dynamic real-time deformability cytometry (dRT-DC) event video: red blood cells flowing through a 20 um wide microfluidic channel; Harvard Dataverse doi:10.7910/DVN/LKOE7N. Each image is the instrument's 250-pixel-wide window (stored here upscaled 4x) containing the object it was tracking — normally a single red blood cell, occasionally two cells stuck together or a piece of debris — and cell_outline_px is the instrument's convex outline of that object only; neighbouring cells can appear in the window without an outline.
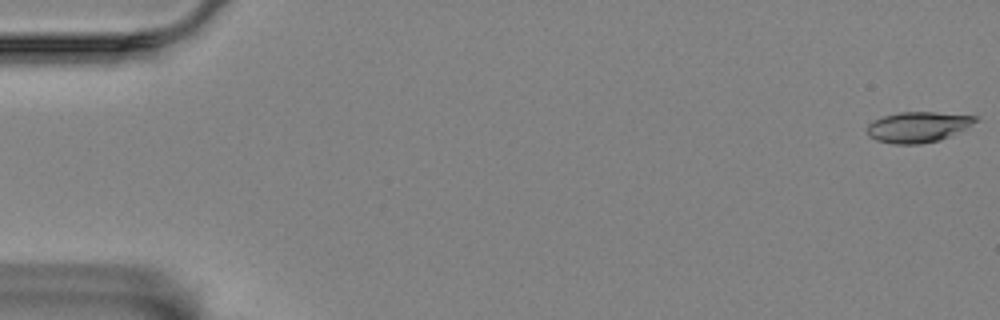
{"species": "Egyptian fruit bat (a non-hibernating species)", "species_latin": "Rousettus aegyptiacus", "temperature_condition": "room temperature", "stored_images_in_passage": 11, "camera_frame_rate_fps": 3000, "um_per_image_px": 0.085, "animal": {"sex": "female"}, "frame": {"image": 1, "passage_image": 1, "time_ms": 0.0, "image_size_px": [1000, 320], "cell_outline_px": [[976, 120], [964, 128], [940, 140], [920, 144], [892, 144], [876, 140], [868, 136], [868, 124], [872, 120], [884, 116], [900, 112], [936, 112], [976, 116]], "centroid_in_image_um": [77.95, 10.8], "position_along_channel_um": 7.1, "area_um2": 19.02}}